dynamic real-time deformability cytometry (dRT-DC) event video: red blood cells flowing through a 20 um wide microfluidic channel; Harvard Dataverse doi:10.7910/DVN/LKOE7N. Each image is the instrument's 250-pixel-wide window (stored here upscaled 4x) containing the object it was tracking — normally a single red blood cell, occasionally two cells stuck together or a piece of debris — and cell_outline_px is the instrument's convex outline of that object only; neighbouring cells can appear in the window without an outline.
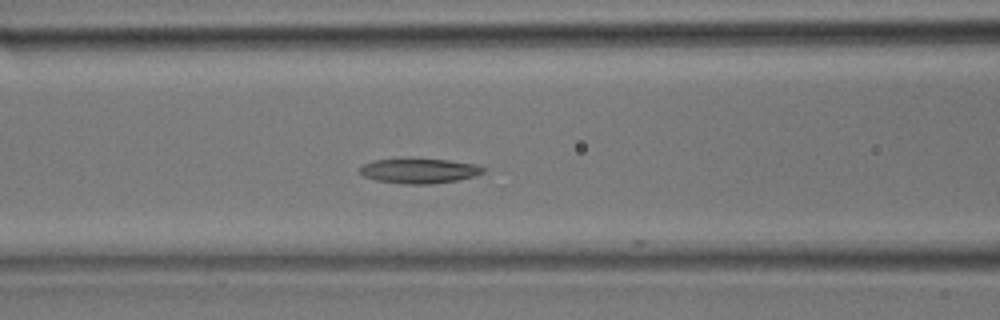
{"species": "common noctule bat (a hibernating species)", "species_latin": "Nyctalus noctula", "temperature_condition": "room temperature", "stored_images_in_passage": 15, "camera_frame_rate_fps": 3000, "um_per_image_px": 0.085, "animal": {"sex": "male", "body_mass_g": 17.9}, "frame": {"image": 1, "passage_image": 13, "time_ms": 4.0, "image_size_px": [1000, 320], "cell_outline_px": [[484, 172], [472, 176], [456, 180], [432, 184], [404, 184], [376, 180], [364, 176], [360, 172], [360, 168], [364, 164], [372, 160], [408, 156], [448, 160], [476, 164], [484, 168]], "centroid_in_image_um": [35.58, 14.48], "position_along_channel_um": 131.0, "area_um2": 18.44}}